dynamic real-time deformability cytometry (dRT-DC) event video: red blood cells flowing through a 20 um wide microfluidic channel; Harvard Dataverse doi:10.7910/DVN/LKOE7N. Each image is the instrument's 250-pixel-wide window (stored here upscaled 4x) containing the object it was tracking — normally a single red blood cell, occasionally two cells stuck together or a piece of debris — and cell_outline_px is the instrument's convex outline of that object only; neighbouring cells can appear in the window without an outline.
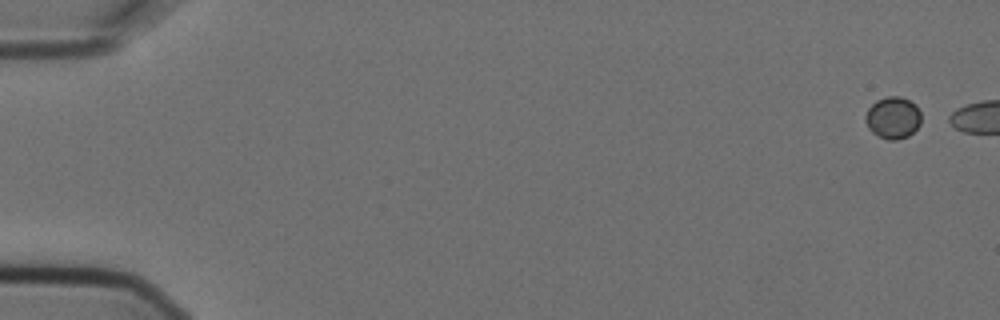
{"species": "Egyptian fruit bat (a non-hibernating species)", "species_latin": "Rousettus aegyptiacus", "temperature_condition": "cold", "stored_images_in_passage": 7, "camera_frame_rate_fps": 3000, "um_per_image_px": 0.085, "animal": {"sex": "female"}, "frame": {"image": 1, "passage_image": 1, "time_ms": 0.0, "image_size_px": [1000, 320], "cell_outline_px": [[920, 124], [908, 136], [896, 140], [888, 140], [872, 132], [868, 128], [864, 120], [864, 116], [868, 108], [876, 100], [888, 96], [900, 96], [916, 104], [920, 112]], "centroid_in_image_um": [75.88, 10.0], "position_along_channel_um": 9.1, "area_um2": 13.64}}
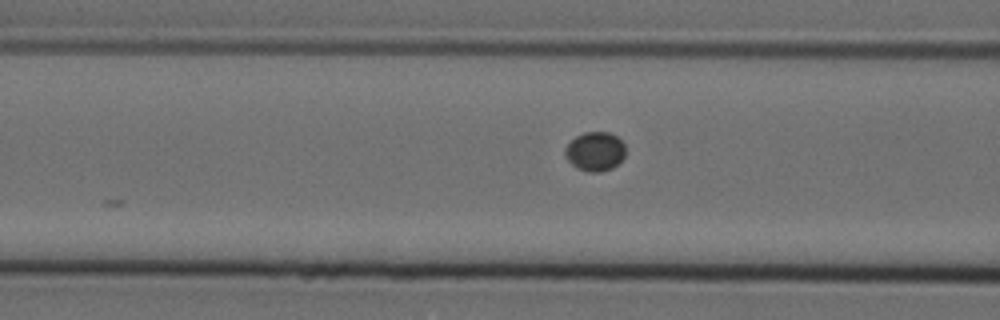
{"frame": {"image": 2, "passage_image": 6, "time_ms": 1.667, "image_size_px": [1000, 320], "cell_outline_px": [[624, 156], [612, 168], [600, 172], [588, 172], [576, 168], [564, 156], [564, 148], [576, 136], [584, 132], [608, 132], [616, 136], [624, 144]], "centroid_in_image_um": [50.55, 12.87], "position_along_channel_um": 116.1, "area_um2": 13.7}}